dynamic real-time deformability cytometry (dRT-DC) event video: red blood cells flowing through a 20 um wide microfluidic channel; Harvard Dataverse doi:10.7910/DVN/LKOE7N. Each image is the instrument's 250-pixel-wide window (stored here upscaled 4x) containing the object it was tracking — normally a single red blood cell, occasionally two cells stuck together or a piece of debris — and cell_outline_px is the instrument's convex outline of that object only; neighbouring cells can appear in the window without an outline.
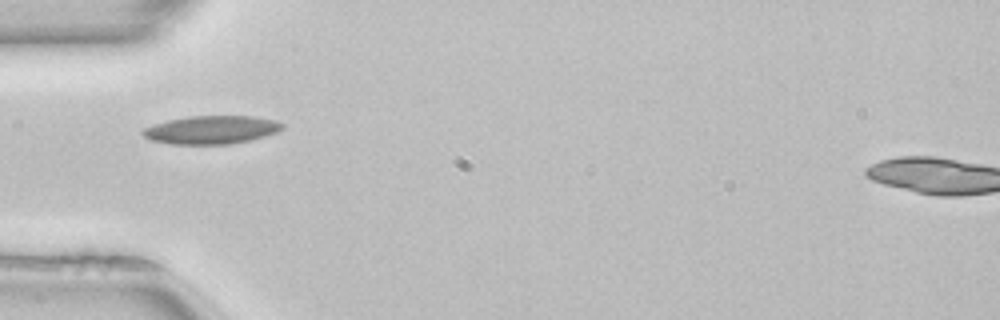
{"species": "common noctule bat (a hibernating species)", "species_latin": "Nyctalus noctula", "temperature_condition": "room temperature", "stored_images_in_passage": 36, "camera_frame_rate_fps": 3000, "um_per_image_px": 0.085, "animal": {"sex": "female", "body_mass_g": 22.7, "forearm_length_mm": 54.2}, "frame": {"image": 1, "passage_image": 1, "time_ms": 0.0, "image_size_px": [1000, 320], "cell_outline_px": [[284, 128], [276, 132], [264, 136], [248, 140], [228, 144], [172, 144], [152, 140], [144, 136], [140, 132], [144, 128], [168, 120], [188, 116], [252, 116], [276, 120], [284, 124]], "centroid_in_image_um": [17.98, 11.03], "position_along_channel_um": 67.0, "area_um2": 22.77}}
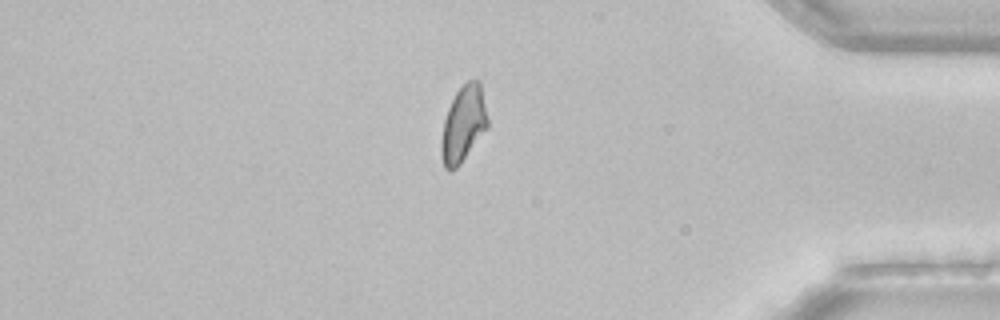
{"frame": {"image": 2, "passage_image": 28, "time_ms": 9.0, "image_size_px": [1000, 320], "cell_outline_px": [[488, 128], [460, 164], [456, 168], [448, 172], [444, 168], [440, 152], [440, 140], [444, 120], [448, 108], [456, 92], [468, 80], [476, 80], [480, 84], [488, 120]], "centroid_in_image_um": [39.36, 10.6], "position_along_channel_um": 395.8, "area_um2": 20.52}}
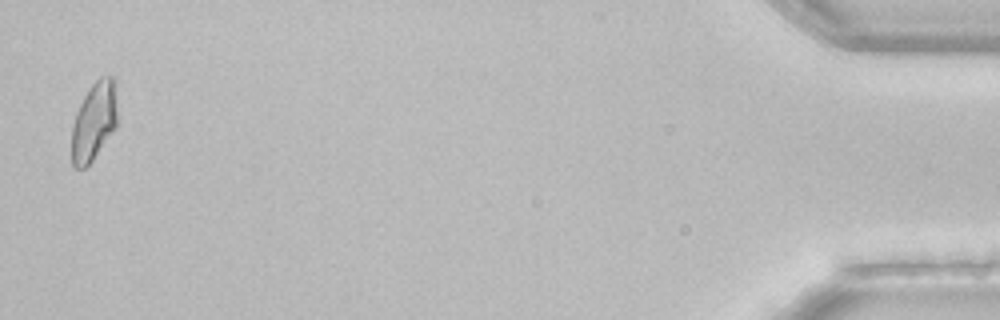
{"frame": {"image": 3, "passage_image": 35, "time_ms": 11.333, "image_size_px": [1000, 320], "cell_outline_px": [[116, 128], [92, 160], [84, 168], [76, 168], [72, 164], [72, 124], [76, 112], [88, 88], [100, 76], [116, 76]], "centroid_in_image_um": [8.0, 10.26], "position_along_channel_um": 427.2, "area_um2": 20.98}, "authors_computed_cell_mechanics": {"area_um2": 20.4323, "velocity_mm_per_s": 4.0155, "shape_relaxation_time_tau1_ms": 5.5805, "shape_relaxation_time_tau2_ms": 7.019, "deformation_change_tau1": 0.1318, "deformation_change_tau2": 0.1197}}